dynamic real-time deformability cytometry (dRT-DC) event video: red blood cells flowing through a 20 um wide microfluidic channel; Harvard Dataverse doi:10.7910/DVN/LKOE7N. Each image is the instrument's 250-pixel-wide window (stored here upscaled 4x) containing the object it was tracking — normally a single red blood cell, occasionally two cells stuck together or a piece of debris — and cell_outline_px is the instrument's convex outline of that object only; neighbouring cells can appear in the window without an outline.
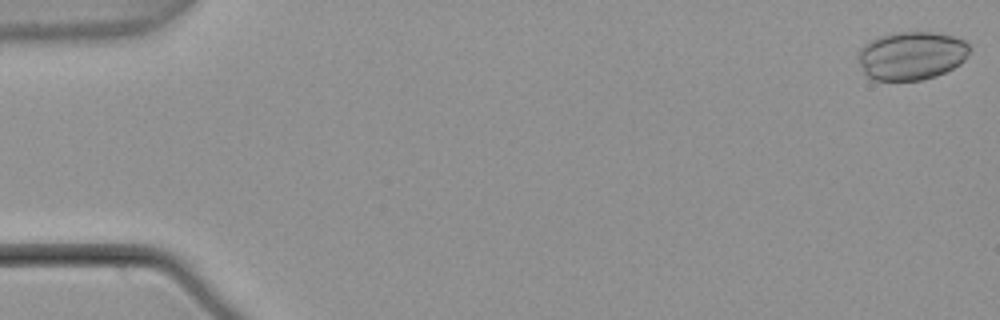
{"species": "common noctule bat (a hibernating species)", "species_latin": "Nyctalus noctula", "temperature_condition": "warm", "stored_images_in_passage": 7, "camera_frame_rate_fps": 3000, "um_per_image_px": 0.085, "animal": {"sex": "male", "body_mass_g": 21.5, "forearm_length_mm": 52.0}, "frame": {"image": 1, "passage_image": 1, "time_ms": 0.0, "image_size_px": [1000, 320], "cell_outline_px": [[972, 48], [964, 60], [960, 64], [936, 76], [924, 80], [872, 80], [864, 72], [856, 56], [860, 48], [868, 40], [880, 36], [896, 32], [932, 32], [952, 36], [964, 40]], "centroid_in_image_um": [77.46, 4.73], "position_along_channel_um": 7.5, "area_um2": 31.62}}
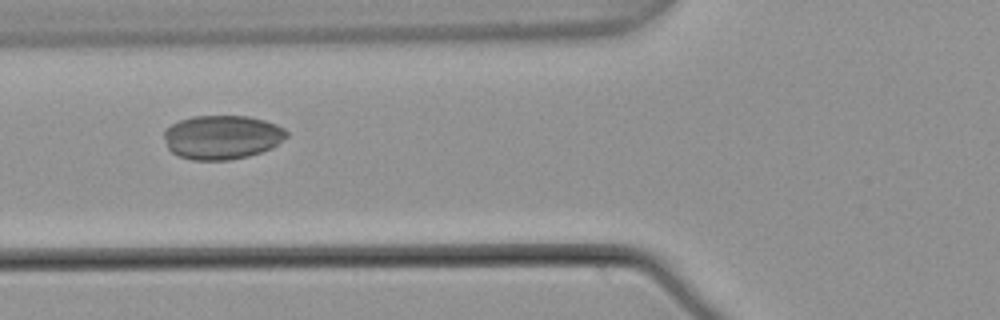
{"frame": {"image": 2, "passage_image": 6, "time_ms": 1.667, "image_size_px": [1000, 320], "cell_outline_px": [[288, 136], [272, 148], [248, 156], [228, 160], [192, 160], [180, 156], [172, 152], [168, 148], [164, 136], [164, 128], [180, 120], [192, 116], [248, 116], [264, 120], [276, 124], [284, 128], [288, 132]], "centroid_in_image_um": [18.87, 11.65], "position_along_channel_um": 106.9, "area_um2": 31.5}}
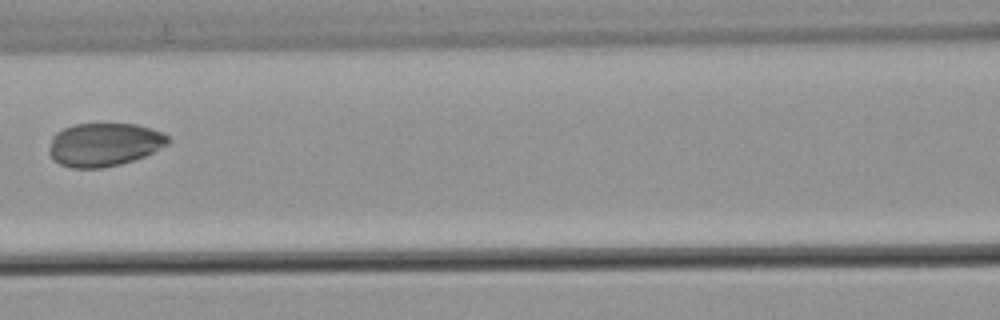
{"frame": {"image": 3, "passage_image": 7, "time_ms": 2.0, "image_size_px": [1000, 320], "cell_outline_px": [[172, 140], [168, 144], [144, 156], [120, 164], [100, 168], [72, 168], [60, 164], [52, 160], [48, 152], [48, 148], [52, 136], [56, 132], [64, 128], [76, 124], [136, 124], [152, 128], [168, 136]], "centroid_in_image_um": [8.82, 12.29], "position_along_channel_um": 157.8, "area_um2": 30.11}}